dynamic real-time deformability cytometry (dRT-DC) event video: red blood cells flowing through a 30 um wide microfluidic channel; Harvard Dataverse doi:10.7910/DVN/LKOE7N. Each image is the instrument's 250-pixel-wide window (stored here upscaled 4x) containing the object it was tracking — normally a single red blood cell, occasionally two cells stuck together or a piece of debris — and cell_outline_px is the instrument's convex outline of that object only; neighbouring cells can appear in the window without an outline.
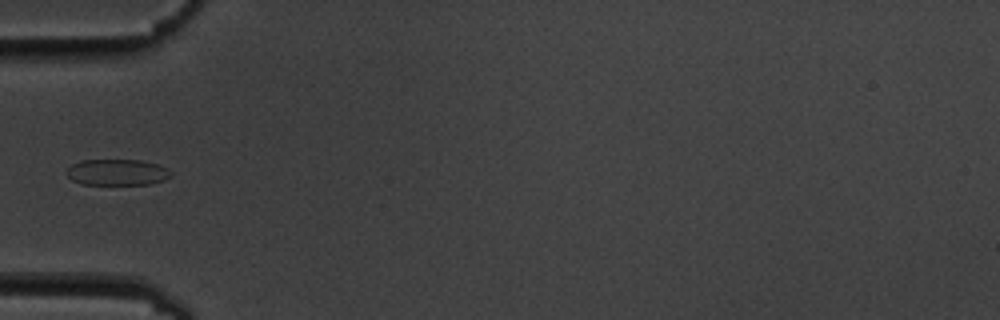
{"species": "common noctule bat (a hibernating species)", "species_latin": "Nyctalus noctula", "temperature_condition": "cold", "stored_images_in_passage": 6, "camera_frame_rate_fps": 3000, "um_per_image_px": 0.085, "animal": {"sex": "male", "body_mass_g": 19.5, "forearm_length_mm": 54.6}, "frame": {"image": 1, "passage_image": 6, "time_ms": 5.667, "image_size_px": [1000, 320], "cell_outline_px": [[172, 176], [164, 180], [148, 184], [80, 184], [72, 180], [64, 172], [72, 164], [80, 160], [140, 160], [156, 164], [172, 172]], "centroid_in_image_um": [9.92, 14.64], "position_along_channel_um": 75.1, "area_um2": 15.84}}